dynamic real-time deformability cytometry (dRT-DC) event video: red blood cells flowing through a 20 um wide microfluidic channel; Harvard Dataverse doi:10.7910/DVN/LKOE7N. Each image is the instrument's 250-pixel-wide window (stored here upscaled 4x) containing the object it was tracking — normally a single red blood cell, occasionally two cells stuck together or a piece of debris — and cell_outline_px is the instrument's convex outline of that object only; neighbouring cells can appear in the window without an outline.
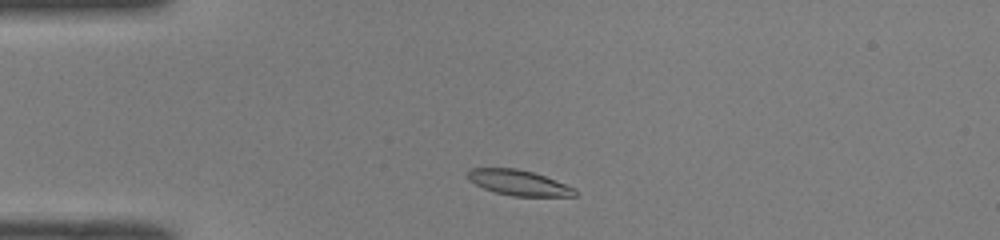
{"species": "common noctule bat (a hibernating species)", "species_latin": "Nyctalus noctula", "temperature_condition": "room temperature", "stored_images_in_passage": 41, "camera_frame_rate_fps": 3000, "um_per_image_px": 0.085, "animal": {"sex": "male", "body_mass_g": 19.0, "forearm_length_mm": 50.8}, "frame": {"image": 1, "passage_image": 3, "time_ms": 0.667, "image_size_px": [1000, 240], "cell_outline_px": [[580, 192], [576, 196], [512, 196], [496, 192], [484, 188], [468, 180], [468, 172], [472, 168], [516, 168], [532, 172], [544, 176], [576, 188]], "centroid_in_image_um": [44.13, 15.54], "position_along_channel_um": 40.9, "area_um2": 15.78}}
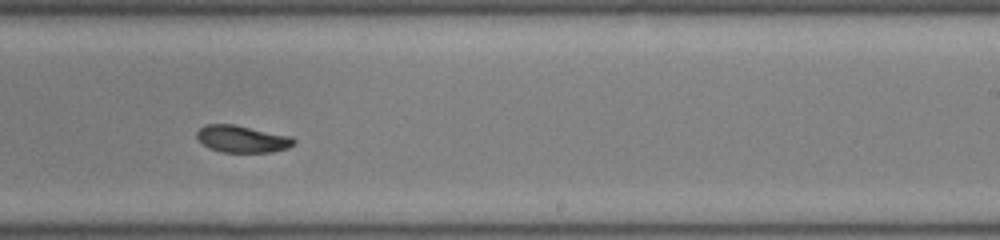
{"frame": {"image": 2, "passage_image": 22, "time_ms": 7.0, "image_size_px": [1000, 240], "cell_outline_px": [[296, 140], [288, 148], [272, 152], [220, 152], [208, 148], [196, 136], [196, 132], [204, 124], [236, 124], [292, 136]], "centroid_in_image_um": [20.58, 11.8], "position_along_channel_um": 268.4, "area_um2": 15.43}}
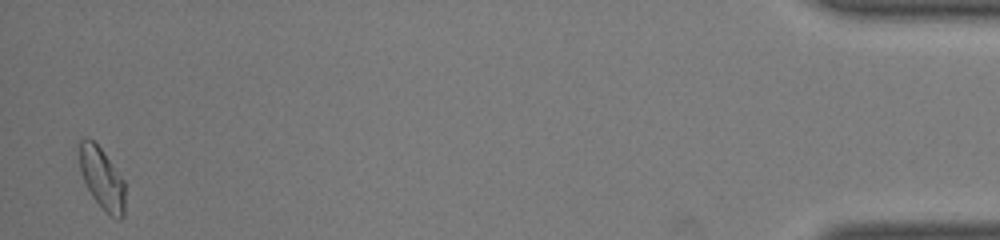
{"frame": {"image": 3, "passage_image": 40, "time_ms": 13.0, "image_size_px": [1000, 240], "cell_outline_px": [[124, 216], [120, 220], [116, 220], [92, 196], [80, 172], [80, 140], [88, 136], [104, 152], [124, 180]], "centroid_in_image_um": [8.68, 15.16], "position_along_channel_um": 426.5, "area_um2": 16.07}, "authors_computed_cell_mechanics": {"area_um2": 16.0106, "velocity_mm_per_s": 4.0612, "shape_relaxation_time_tau1_ms": 2.4926, "shape_relaxation_time_tau2_ms": 3.9445, "deformation_change_tau1": 0.1227, "deformation_change_tau2": 0.0721}}